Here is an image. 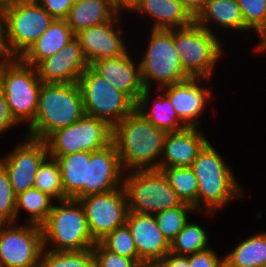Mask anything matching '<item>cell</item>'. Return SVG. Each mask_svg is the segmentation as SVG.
<instances>
[{"instance_id":"1","label":"cell","mask_w":266,"mask_h":267,"mask_svg":"<svg viewBox=\"0 0 266 267\" xmlns=\"http://www.w3.org/2000/svg\"><path fill=\"white\" fill-rule=\"evenodd\" d=\"M210 141L199 151L191 166L198 182L197 212L207 215L205 219L217 216L220 210L247 196L231 165Z\"/></svg>"},{"instance_id":"2","label":"cell","mask_w":266,"mask_h":267,"mask_svg":"<svg viewBox=\"0 0 266 267\" xmlns=\"http://www.w3.org/2000/svg\"><path fill=\"white\" fill-rule=\"evenodd\" d=\"M166 134L135 108L114 125L111 142L115 145L124 172L157 170Z\"/></svg>"},{"instance_id":"3","label":"cell","mask_w":266,"mask_h":267,"mask_svg":"<svg viewBox=\"0 0 266 267\" xmlns=\"http://www.w3.org/2000/svg\"><path fill=\"white\" fill-rule=\"evenodd\" d=\"M84 115L78 82L42 83L35 119L23 128H27V136L45 140L55 130L73 124Z\"/></svg>"},{"instance_id":"4","label":"cell","mask_w":266,"mask_h":267,"mask_svg":"<svg viewBox=\"0 0 266 267\" xmlns=\"http://www.w3.org/2000/svg\"><path fill=\"white\" fill-rule=\"evenodd\" d=\"M44 249L56 252L90 250L97 243L89 231L79 200L55 201L41 225Z\"/></svg>"},{"instance_id":"5","label":"cell","mask_w":266,"mask_h":267,"mask_svg":"<svg viewBox=\"0 0 266 267\" xmlns=\"http://www.w3.org/2000/svg\"><path fill=\"white\" fill-rule=\"evenodd\" d=\"M147 33L149 36L144 41L147 45L137 55L145 89H159L190 79L181 66L180 55L174 46L173 29H150Z\"/></svg>"},{"instance_id":"6","label":"cell","mask_w":266,"mask_h":267,"mask_svg":"<svg viewBox=\"0 0 266 267\" xmlns=\"http://www.w3.org/2000/svg\"><path fill=\"white\" fill-rule=\"evenodd\" d=\"M218 37L195 21L183 28H173V43L180 55V63L190 78L212 79L215 68L225 55Z\"/></svg>"},{"instance_id":"7","label":"cell","mask_w":266,"mask_h":267,"mask_svg":"<svg viewBox=\"0 0 266 267\" xmlns=\"http://www.w3.org/2000/svg\"><path fill=\"white\" fill-rule=\"evenodd\" d=\"M41 84L35 67L20 58L0 65V87L12 116L20 125L28 127L34 121Z\"/></svg>"},{"instance_id":"8","label":"cell","mask_w":266,"mask_h":267,"mask_svg":"<svg viewBox=\"0 0 266 267\" xmlns=\"http://www.w3.org/2000/svg\"><path fill=\"white\" fill-rule=\"evenodd\" d=\"M123 188L131 212L155 215L185 204L159 170L125 172Z\"/></svg>"},{"instance_id":"9","label":"cell","mask_w":266,"mask_h":267,"mask_svg":"<svg viewBox=\"0 0 266 267\" xmlns=\"http://www.w3.org/2000/svg\"><path fill=\"white\" fill-rule=\"evenodd\" d=\"M86 115L104 120L111 128L134 108L135 103L122 91L113 87L90 66L78 80Z\"/></svg>"},{"instance_id":"10","label":"cell","mask_w":266,"mask_h":267,"mask_svg":"<svg viewBox=\"0 0 266 267\" xmlns=\"http://www.w3.org/2000/svg\"><path fill=\"white\" fill-rule=\"evenodd\" d=\"M111 137L112 128L104 120L85 114L73 124L55 130L45 142L50 156L61 157L100 150L111 143Z\"/></svg>"},{"instance_id":"11","label":"cell","mask_w":266,"mask_h":267,"mask_svg":"<svg viewBox=\"0 0 266 267\" xmlns=\"http://www.w3.org/2000/svg\"><path fill=\"white\" fill-rule=\"evenodd\" d=\"M43 250L41 226L0 223V267H40Z\"/></svg>"},{"instance_id":"12","label":"cell","mask_w":266,"mask_h":267,"mask_svg":"<svg viewBox=\"0 0 266 267\" xmlns=\"http://www.w3.org/2000/svg\"><path fill=\"white\" fill-rule=\"evenodd\" d=\"M5 18L7 44L15 58H20L54 21L38 2L10 7Z\"/></svg>"},{"instance_id":"13","label":"cell","mask_w":266,"mask_h":267,"mask_svg":"<svg viewBox=\"0 0 266 267\" xmlns=\"http://www.w3.org/2000/svg\"><path fill=\"white\" fill-rule=\"evenodd\" d=\"M21 136L12 150L0 155V164L8 173L15 195L34 187L39 166L49 155L45 140L29 137L25 132Z\"/></svg>"},{"instance_id":"14","label":"cell","mask_w":266,"mask_h":267,"mask_svg":"<svg viewBox=\"0 0 266 267\" xmlns=\"http://www.w3.org/2000/svg\"><path fill=\"white\" fill-rule=\"evenodd\" d=\"M84 208L92 238L99 242L116 228L125 225L128 201L123 186L107 193L78 199Z\"/></svg>"},{"instance_id":"15","label":"cell","mask_w":266,"mask_h":267,"mask_svg":"<svg viewBox=\"0 0 266 267\" xmlns=\"http://www.w3.org/2000/svg\"><path fill=\"white\" fill-rule=\"evenodd\" d=\"M124 15L119 13L108 22L82 29L76 33V38L79 40L89 66L105 58L120 56L133 46L132 42L127 40L128 35H125L129 30L123 29L126 28V24L124 26L122 22Z\"/></svg>"},{"instance_id":"16","label":"cell","mask_w":266,"mask_h":267,"mask_svg":"<svg viewBox=\"0 0 266 267\" xmlns=\"http://www.w3.org/2000/svg\"><path fill=\"white\" fill-rule=\"evenodd\" d=\"M212 79L190 78L159 88L170 100L179 118L187 125L201 127V116L214 97Z\"/></svg>"},{"instance_id":"17","label":"cell","mask_w":266,"mask_h":267,"mask_svg":"<svg viewBox=\"0 0 266 267\" xmlns=\"http://www.w3.org/2000/svg\"><path fill=\"white\" fill-rule=\"evenodd\" d=\"M124 173L120 157L112 142L100 150L91 152L90 159H86L83 197L121 188Z\"/></svg>"},{"instance_id":"18","label":"cell","mask_w":266,"mask_h":267,"mask_svg":"<svg viewBox=\"0 0 266 267\" xmlns=\"http://www.w3.org/2000/svg\"><path fill=\"white\" fill-rule=\"evenodd\" d=\"M134 49L133 52L130 51L131 47L120 56L99 60L90 67L136 103L145 87L141 78L139 59L133 54L139 51Z\"/></svg>"},{"instance_id":"19","label":"cell","mask_w":266,"mask_h":267,"mask_svg":"<svg viewBox=\"0 0 266 267\" xmlns=\"http://www.w3.org/2000/svg\"><path fill=\"white\" fill-rule=\"evenodd\" d=\"M89 67L79 40L75 37L54 55L40 61L36 72L42 83L78 82Z\"/></svg>"},{"instance_id":"20","label":"cell","mask_w":266,"mask_h":267,"mask_svg":"<svg viewBox=\"0 0 266 267\" xmlns=\"http://www.w3.org/2000/svg\"><path fill=\"white\" fill-rule=\"evenodd\" d=\"M201 129L187 126L178 131L167 132L158 169L192 166L199 151L209 141Z\"/></svg>"},{"instance_id":"21","label":"cell","mask_w":266,"mask_h":267,"mask_svg":"<svg viewBox=\"0 0 266 267\" xmlns=\"http://www.w3.org/2000/svg\"><path fill=\"white\" fill-rule=\"evenodd\" d=\"M125 224L131 231L141 261H159L170 252V243L159 229L153 214L128 211Z\"/></svg>"},{"instance_id":"22","label":"cell","mask_w":266,"mask_h":267,"mask_svg":"<svg viewBox=\"0 0 266 267\" xmlns=\"http://www.w3.org/2000/svg\"><path fill=\"white\" fill-rule=\"evenodd\" d=\"M133 14L151 20L150 29L183 28L194 22V17L181 0H139L128 15Z\"/></svg>"},{"instance_id":"23","label":"cell","mask_w":266,"mask_h":267,"mask_svg":"<svg viewBox=\"0 0 266 267\" xmlns=\"http://www.w3.org/2000/svg\"><path fill=\"white\" fill-rule=\"evenodd\" d=\"M194 21L218 37L222 35L220 31L223 30L238 34L243 32L244 35L252 33L244 24L241 9L236 0H207Z\"/></svg>"},{"instance_id":"24","label":"cell","mask_w":266,"mask_h":267,"mask_svg":"<svg viewBox=\"0 0 266 267\" xmlns=\"http://www.w3.org/2000/svg\"><path fill=\"white\" fill-rule=\"evenodd\" d=\"M156 90L145 89L135 103V109L156 128L166 132L186 128L187 125L179 118L169 98L160 89Z\"/></svg>"},{"instance_id":"25","label":"cell","mask_w":266,"mask_h":267,"mask_svg":"<svg viewBox=\"0 0 266 267\" xmlns=\"http://www.w3.org/2000/svg\"><path fill=\"white\" fill-rule=\"evenodd\" d=\"M75 37L76 34L68 25L66 19H54L47 30L20 57V59L24 63L35 67L40 61L60 51Z\"/></svg>"},{"instance_id":"26","label":"cell","mask_w":266,"mask_h":267,"mask_svg":"<svg viewBox=\"0 0 266 267\" xmlns=\"http://www.w3.org/2000/svg\"><path fill=\"white\" fill-rule=\"evenodd\" d=\"M118 14L111 0H75L66 20L76 34L82 29L108 22Z\"/></svg>"},{"instance_id":"27","label":"cell","mask_w":266,"mask_h":267,"mask_svg":"<svg viewBox=\"0 0 266 267\" xmlns=\"http://www.w3.org/2000/svg\"><path fill=\"white\" fill-rule=\"evenodd\" d=\"M229 253H224L225 267H262L266 262V231L241 239Z\"/></svg>"},{"instance_id":"28","label":"cell","mask_w":266,"mask_h":267,"mask_svg":"<svg viewBox=\"0 0 266 267\" xmlns=\"http://www.w3.org/2000/svg\"><path fill=\"white\" fill-rule=\"evenodd\" d=\"M91 152L81 151L54 157L60 166L62 185L67 199L83 198V184H86V159H90Z\"/></svg>"},{"instance_id":"29","label":"cell","mask_w":266,"mask_h":267,"mask_svg":"<svg viewBox=\"0 0 266 267\" xmlns=\"http://www.w3.org/2000/svg\"><path fill=\"white\" fill-rule=\"evenodd\" d=\"M54 202L52 197L34 187L16 195V223L22 222L20 215L24 213V223L41 226L52 210Z\"/></svg>"},{"instance_id":"30","label":"cell","mask_w":266,"mask_h":267,"mask_svg":"<svg viewBox=\"0 0 266 267\" xmlns=\"http://www.w3.org/2000/svg\"><path fill=\"white\" fill-rule=\"evenodd\" d=\"M207 228L192 219L189 220L183 229L176 235L170 243V252L187 256L211 247V236ZM210 236V237H209Z\"/></svg>"},{"instance_id":"31","label":"cell","mask_w":266,"mask_h":267,"mask_svg":"<svg viewBox=\"0 0 266 267\" xmlns=\"http://www.w3.org/2000/svg\"><path fill=\"white\" fill-rule=\"evenodd\" d=\"M157 170L164 174L183 203L193 206L197 211L198 182L193 168L168 167Z\"/></svg>"},{"instance_id":"32","label":"cell","mask_w":266,"mask_h":267,"mask_svg":"<svg viewBox=\"0 0 266 267\" xmlns=\"http://www.w3.org/2000/svg\"><path fill=\"white\" fill-rule=\"evenodd\" d=\"M34 188L48 194L55 201L66 200L58 161L48 155L40 164L34 180Z\"/></svg>"},{"instance_id":"33","label":"cell","mask_w":266,"mask_h":267,"mask_svg":"<svg viewBox=\"0 0 266 267\" xmlns=\"http://www.w3.org/2000/svg\"><path fill=\"white\" fill-rule=\"evenodd\" d=\"M194 213V214H193ZM200 214L189 204H184L172 209L163 210L155 214V219L159 229L162 231L166 240L171 243L176 235L183 229L190 220V216ZM191 214V215H190Z\"/></svg>"},{"instance_id":"34","label":"cell","mask_w":266,"mask_h":267,"mask_svg":"<svg viewBox=\"0 0 266 267\" xmlns=\"http://www.w3.org/2000/svg\"><path fill=\"white\" fill-rule=\"evenodd\" d=\"M40 267H96V260L92 249L67 252L44 249Z\"/></svg>"},{"instance_id":"35","label":"cell","mask_w":266,"mask_h":267,"mask_svg":"<svg viewBox=\"0 0 266 267\" xmlns=\"http://www.w3.org/2000/svg\"><path fill=\"white\" fill-rule=\"evenodd\" d=\"M99 243L117 255L141 262L131 231L126 224L107 234Z\"/></svg>"},{"instance_id":"36","label":"cell","mask_w":266,"mask_h":267,"mask_svg":"<svg viewBox=\"0 0 266 267\" xmlns=\"http://www.w3.org/2000/svg\"><path fill=\"white\" fill-rule=\"evenodd\" d=\"M236 1L241 9L245 26L256 36L266 26V0Z\"/></svg>"},{"instance_id":"37","label":"cell","mask_w":266,"mask_h":267,"mask_svg":"<svg viewBox=\"0 0 266 267\" xmlns=\"http://www.w3.org/2000/svg\"><path fill=\"white\" fill-rule=\"evenodd\" d=\"M16 222V195L8 173L0 164V223Z\"/></svg>"},{"instance_id":"38","label":"cell","mask_w":266,"mask_h":267,"mask_svg":"<svg viewBox=\"0 0 266 267\" xmlns=\"http://www.w3.org/2000/svg\"><path fill=\"white\" fill-rule=\"evenodd\" d=\"M96 267H136L137 261L105 249L99 242L92 247Z\"/></svg>"},{"instance_id":"39","label":"cell","mask_w":266,"mask_h":267,"mask_svg":"<svg viewBox=\"0 0 266 267\" xmlns=\"http://www.w3.org/2000/svg\"><path fill=\"white\" fill-rule=\"evenodd\" d=\"M209 247L208 249L188 255L189 267H225L224 254L218 255L219 251Z\"/></svg>"},{"instance_id":"40","label":"cell","mask_w":266,"mask_h":267,"mask_svg":"<svg viewBox=\"0 0 266 267\" xmlns=\"http://www.w3.org/2000/svg\"><path fill=\"white\" fill-rule=\"evenodd\" d=\"M74 2L75 0H38L54 19H66Z\"/></svg>"},{"instance_id":"41","label":"cell","mask_w":266,"mask_h":267,"mask_svg":"<svg viewBox=\"0 0 266 267\" xmlns=\"http://www.w3.org/2000/svg\"><path fill=\"white\" fill-rule=\"evenodd\" d=\"M21 125L12 116L4 92L0 87V137L2 138L9 131L18 129ZM4 134V135H3Z\"/></svg>"},{"instance_id":"42","label":"cell","mask_w":266,"mask_h":267,"mask_svg":"<svg viewBox=\"0 0 266 267\" xmlns=\"http://www.w3.org/2000/svg\"><path fill=\"white\" fill-rule=\"evenodd\" d=\"M15 59L12 55L6 38L5 10L0 8V65Z\"/></svg>"},{"instance_id":"43","label":"cell","mask_w":266,"mask_h":267,"mask_svg":"<svg viewBox=\"0 0 266 267\" xmlns=\"http://www.w3.org/2000/svg\"><path fill=\"white\" fill-rule=\"evenodd\" d=\"M161 267H189L188 255H177L169 252L158 261Z\"/></svg>"},{"instance_id":"44","label":"cell","mask_w":266,"mask_h":267,"mask_svg":"<svg viewBox=\"0 0 266 267\" xmlns=\"http://www.w3.org/2000/svg\"><path fill=\"white\" fill-rule=\"evenodd\" d=\"M113 7L121 14H129L139 0H111Z\"/></svg>"},{"instance_id":"45","label":"cell","mask_w":266,"mask_h":267,"mask_svg":"<svg viewBox=\"0 0 266 267\" xmlns=\"http://www.w3.org/2000/svg\"><path fill=\"white\" fill-rule=\"evenodd\" d=\"M184 7L195 18L203 9L207 0H181Z\"/></svg>"},{"instance_id":"46","label":"cell","mask_w":266,"mask_h":267,"mask_svg":"<svg viewBox=\"0 0 266 267\" xmlns=\"http://www.w3.org/2000/svg\"><path fill=\"white\" fill-rule=\"evenodd\" d=\"M259 43L255 44L252 48L253 52L266 54V26L257 34Z\"/></svg>"},{"instance_id":"47","label":"cell","mask_w":266,"mask_h":267,"mask_svg":"<svg viewBox=\"0 0 266 267\" xmlns=\"http://www.w3.org/2000/svg\"><path fill=\"white\" fill-rule=\"evenodd\" d=\"M35 2H38V0H0V8L6 10L10 7L35 3Z\"/></svg>"},{"instance_id":"48","label":"cell","mask_w":266,"mask_h":267,"mask_svg":"<svg viewBox=\"0 0 266 267\" xmlns=\"http://www.w3.org/2000/svg\"><path fill=\"white\" fill-rule=\"evenodd\" d=\"M136 267H161L158 261H141Z\"/></svg>"}]
</instances>
